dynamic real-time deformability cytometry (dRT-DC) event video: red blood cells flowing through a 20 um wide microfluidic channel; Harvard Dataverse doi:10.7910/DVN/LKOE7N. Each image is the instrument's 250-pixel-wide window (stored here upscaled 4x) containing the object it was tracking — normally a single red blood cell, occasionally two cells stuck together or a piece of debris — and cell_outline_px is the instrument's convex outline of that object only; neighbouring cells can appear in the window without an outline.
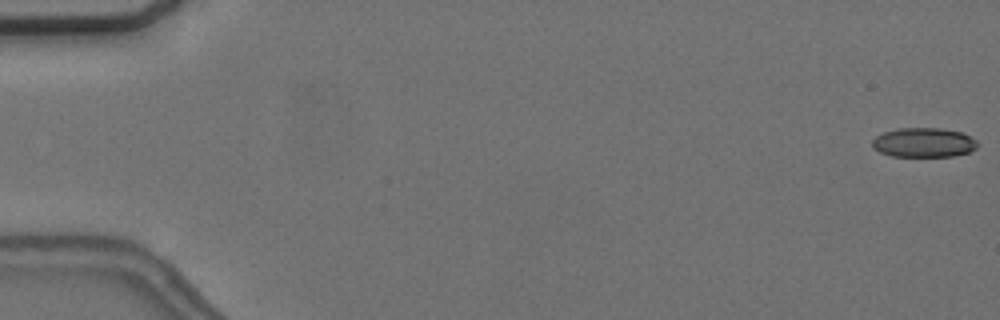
{"species": "common noctule bat (a hibernating species)", "species_latin": "Nyctalus noctula", "temperature_condition": "cold", "stored_images_in_passage": 5, "camera_frame_rate_fps": 3000, "um_per_image_px": 0.085, "animal": {"sex": "female", "body_mass_g": 24.6, "forearm_length_mm": 56.2}, "frame": {"image": 1, "passage_image": 1, "time_ms": 0.0, "image_size_px": [1000, 320], "cell_outline_px": [[980, 144], [976, 148], [968, 152], [952, 156], [892, 156], [880, 152], [872, 148], [872, 140], [876, 136], [884, 132], [896, 128], [940, 128], [964, 132], [976, 140]], "centroid_in_image_um": [78.52, 12.1], "position_along_channel_um": 6.5, "area_um2": 18.21}}